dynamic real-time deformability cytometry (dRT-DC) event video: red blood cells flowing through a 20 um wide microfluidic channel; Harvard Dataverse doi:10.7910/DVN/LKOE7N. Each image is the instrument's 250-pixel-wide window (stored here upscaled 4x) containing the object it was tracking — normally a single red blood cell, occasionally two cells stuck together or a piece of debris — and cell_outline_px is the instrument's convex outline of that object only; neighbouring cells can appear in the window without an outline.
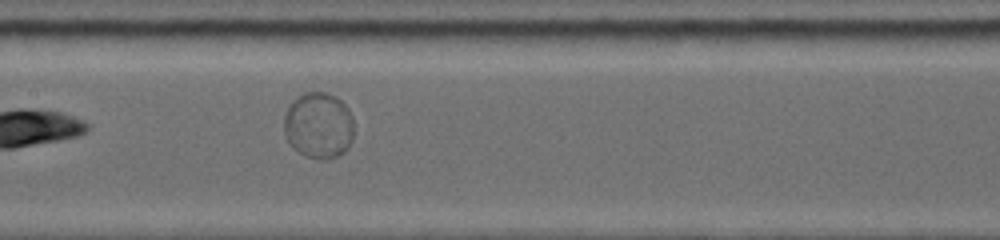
{"species": "common noctule bat (a hibernating species)", "species_latin": "Nyctalus noctula", "temperature_condition": "warm", "stored_images_in_passage": 7, "camera_frame_rate_fps": 4500, "um_per_image_px": 0.085, "animal": {"sex": "female", "body_mass_g": 19.0, "forearm_length_mm": 53.3}, "frame": {"image": 1, "passage_image": 7, "time_ms": 4.222, "image_size_px": [1000, 240], "cell_outline_px": [[352, 140], [348, 148], [344, 152], [336, 156], [324, 160], [320, 160], [304, 156], [292, 148], [284, 132], [284, 116], [292, 100], [296, 96], [304, 92], [328, 92], [336, 96], [348, 108], [352, 116]], "centroid_in_image_um": [27.07, 10.66], "position_along_channel_um": 180.3, "area_um2": 27.28}}